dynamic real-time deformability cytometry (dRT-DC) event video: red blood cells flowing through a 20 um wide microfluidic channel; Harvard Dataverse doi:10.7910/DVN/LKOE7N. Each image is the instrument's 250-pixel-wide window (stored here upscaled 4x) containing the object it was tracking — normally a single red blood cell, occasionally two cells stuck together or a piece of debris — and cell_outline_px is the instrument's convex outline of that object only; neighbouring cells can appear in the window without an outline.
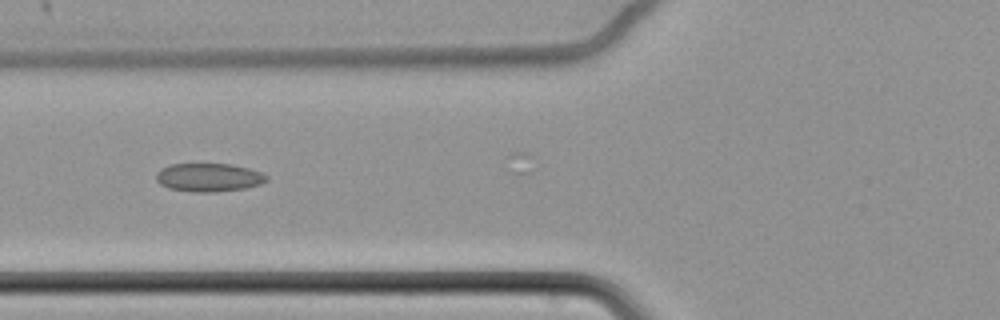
{"species": "common noctule bat (a hibernating species)", "species_latin": "Nyctalus noctula", "temperature_condition": "cold", "stored_images_in_passage": 10, "camera_frame_rate_fps": 3000, "um_per_image_px": 0.085, "animal": {"sex": "female", "body_mass_g": 22.7, "forearm_length_mm": 54.2}, "frame": {"image": 1, "passage_image": 6, "time_ms": 1.667, "image_size_px": [1000, 320], "cell_outline_px": [[268, 180], [260, 184], [244, 188], [216, 192], [192, 192], [168, 188], [160, 184], [156, 180], [156, 172], [160, 168], [172, 164], [232, 164], [248, 168], [260, 172], [268, 176]], "centroid_in_image_um": [17.72, 15.08], "position_along_channel_um": 108.1, "area_um2": 18.32}}
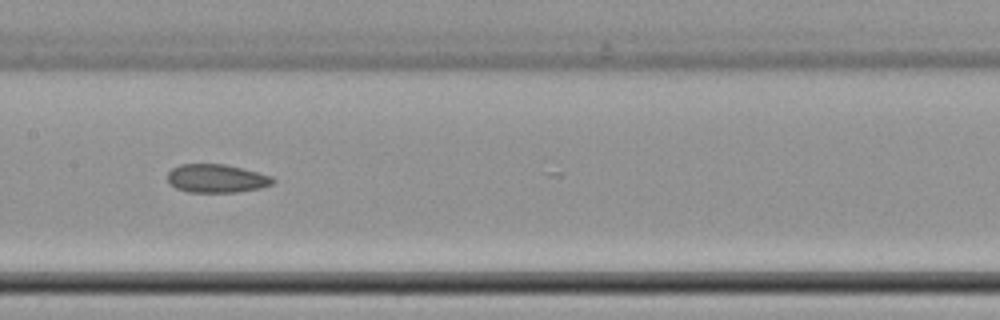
{"frame": {"image": 2, "passage_image": 8, "time_ms": 2.333, "image_size_px": [1000, 320], "cell_outline_px": [[276, 180], [272, 184], [260, 188], [236, 192], [188, 192], [176, 188], [168, 180], [168, 172], [172, 168], [180, 164], [224, 164], [272, 176]], "centroid_in_image_um": [18.4, 15.17], "position_along_channel_um": 189.0, "area_um2": 17.28}}
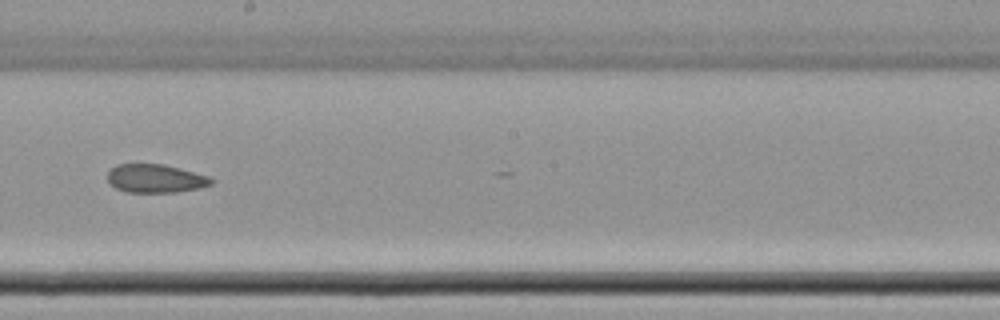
{"frame": {"image": 3, "passage_image": 9, "time_ms": 2.667, "image_size_px": [1000, 320], "cell_outline_px": [[216, 180], [212, 184], [200, 188], [176, 192], [128, 192], [116, 188], [108, 180], [108, 172], [116, 164], [164, 164], [180, 168], [208, 176]], "centroid_in_image_um": [13.25, 15.17], "position_along_channel_um": 235.0, "area_um2": 17.17}}